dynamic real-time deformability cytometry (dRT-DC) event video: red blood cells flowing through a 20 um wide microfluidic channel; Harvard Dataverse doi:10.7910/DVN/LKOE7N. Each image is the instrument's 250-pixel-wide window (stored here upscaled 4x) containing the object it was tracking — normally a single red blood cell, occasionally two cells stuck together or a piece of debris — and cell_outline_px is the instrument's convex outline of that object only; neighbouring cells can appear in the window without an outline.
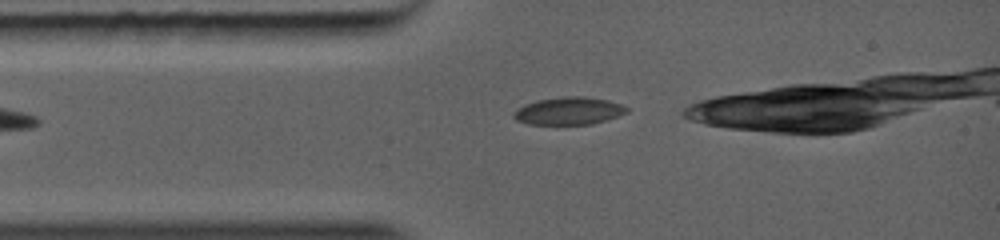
{"species": "common noctule bat (a hibernating species)", "species_latin": "Nyctalus noctula", "temperature_condition": "warm", "stored_images_in_passage": 2, "camera_frame_rate_fps": 5000, "um_per_image_px": 0.085, "animal": {"sex": "female", "body_mass_g": 19.0, "forearm_length_mm": 56.7}, "frame": {"image": 1, "passage_image": 2, "time_ms": 0.2, "image_size_px": [1000, 240], "cell_outline_px": [[628, 112], [592, 124], [528, 124], [516, 120], [512, 116], [512, 112], [524, 104], [540, 100], [568, 96], [580, 96], [608, 100], [620, 104], [628, 108]], "centroid_in_image_um": [48.31, 9.43], "position_along_channel_um": 36.7, "area_um2": 17.92}}